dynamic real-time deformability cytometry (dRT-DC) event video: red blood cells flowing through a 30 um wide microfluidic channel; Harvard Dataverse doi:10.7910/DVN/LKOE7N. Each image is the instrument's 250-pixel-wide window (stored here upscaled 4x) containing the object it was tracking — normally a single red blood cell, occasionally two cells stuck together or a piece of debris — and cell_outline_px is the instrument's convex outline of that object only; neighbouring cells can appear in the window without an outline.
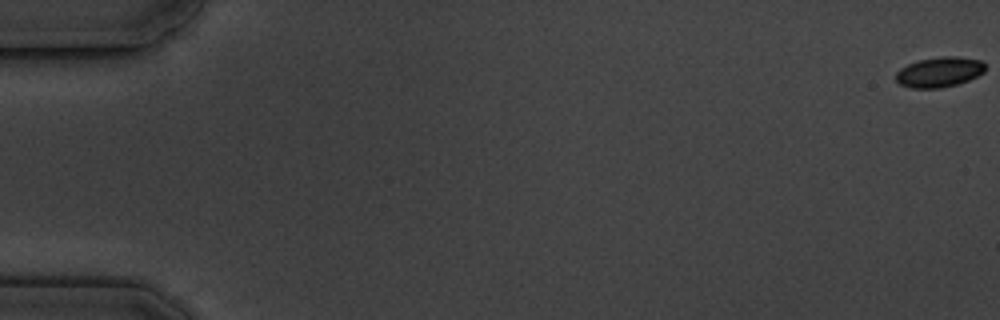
{"species": "common noctule bat (a hibernating species)", "species_latin": "Nyctalus noctula", "temperature_condition": "cold", "stored_images_in_passage": 6, "camera_frame_rate_fps": 3000, "um_per_image_px": 0.085, "animal": {"sex": "male", "body_mass_g": 19.5, "forearm_length_mm": 54.6}, "frame": {"image": 1, "passage_image": 1, "time_ms": 0.0, "image_size_px": [1000, 320], "cell_outline_px": [[984, 72], [968, 80], [956, 84], [940, 88], [912, 88], [900, 84], [896, 80], [896, 72], [900, 68], [916, 60], [944, 56], [956, 56], [980, 60], [984, 64]], "centroid_in_image_um": [79.81, 6.12], "position_along_channel_um": 5.2, "area_um2": 15.61}}
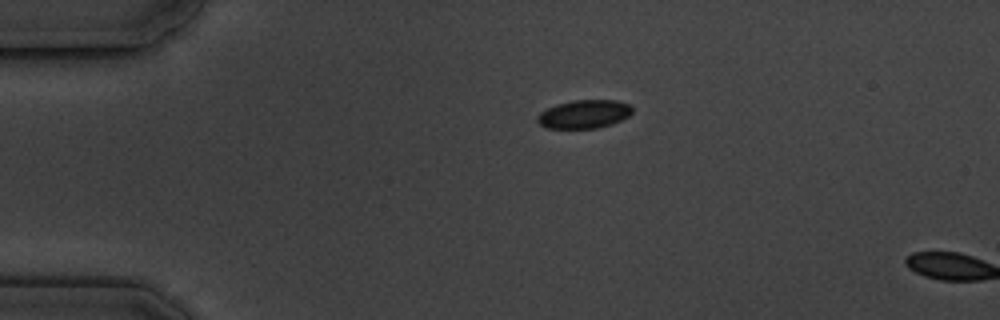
{"frame": {"image": 2, "passage_image": 5, "time_ms": 4.333, "image_size_px": [1000, 320], "cell_outline_px": [[632, 112], [628, 116], [612, 124], [596, 128], [548, 128], [540, 124], [536, 120], [536, 116], [540, 112], [556, 104], [572, 100], [616, 100], [632, 104]], "centroid_in_image_um": [49.66, 9.69], "position_along_channel_um": 35.3, "area_um2": 15.78}}